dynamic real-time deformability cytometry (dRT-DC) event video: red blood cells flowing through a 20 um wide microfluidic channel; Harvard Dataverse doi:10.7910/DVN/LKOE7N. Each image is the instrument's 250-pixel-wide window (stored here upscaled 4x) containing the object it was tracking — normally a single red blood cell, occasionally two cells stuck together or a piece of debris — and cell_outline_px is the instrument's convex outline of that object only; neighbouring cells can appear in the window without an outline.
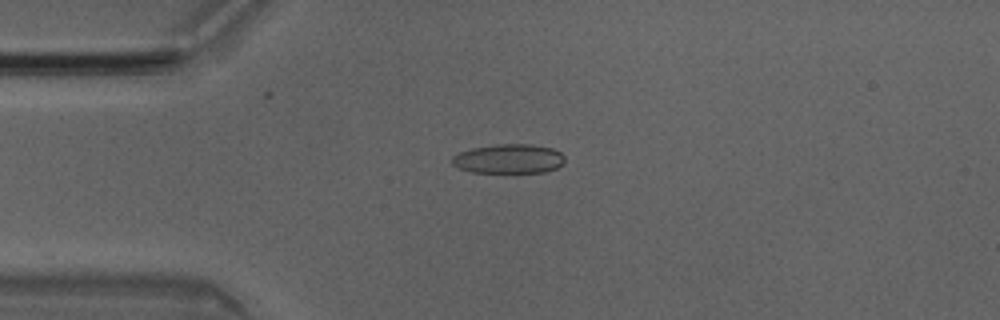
{"species": "Egyptian fruit bat (a non-hibernating species)", "species_latin": "Rousettus aegyptiacus", "temperature_condition": "room temperature", "stored_images_in_passage": 50, "camera_frame_rate_fps": 3000, "um_per_image_px": 0.085, "animal": {"sex": "male"}, "frame": {"image": 1, "passage_image": 12, "time_ms": 3.667, "image_size_px": [1000, 320], "cell_outline_px": [[564, 164], [556, 168], [544, 172], [472, 172], [460, 168], [452, 164], [452, 156], [460, 152], [472, 148], [496, 144], [528, 144], [552, 148], [560, 152], [564, 156]], "centroid_in_image_um": [43.26, 13.49], "position_along_channel_um": 41.7, "area_um2": 19.19}}
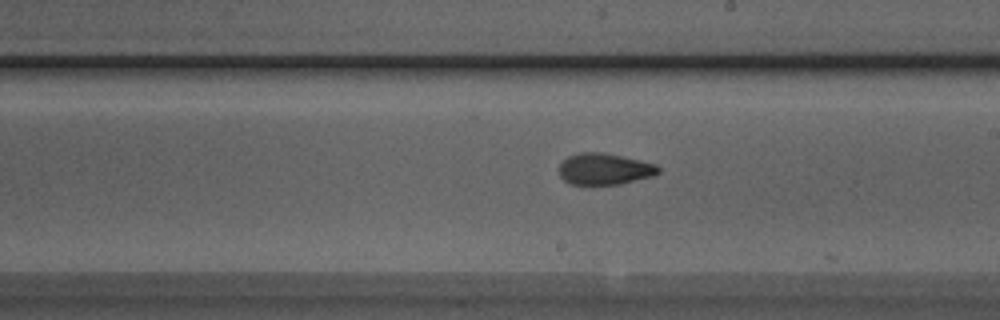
{"frame": {"image": 2, "passage_image": 28, "time_ms": 9.0, "image_size_px": [1000, 320], "cell_outline_px": [[660, 172], [652, 176], [620, 184], [572, 184], [564, 180], [560, 176], [560, 164], [568, 156], [580, 152], [604, 152], [640, 160], [656, 164], [660, 168]], "centroid_in_image_um": [51.39, 14.35], "position_along_channel_um": 237.6, "area_um2": 18.09}}
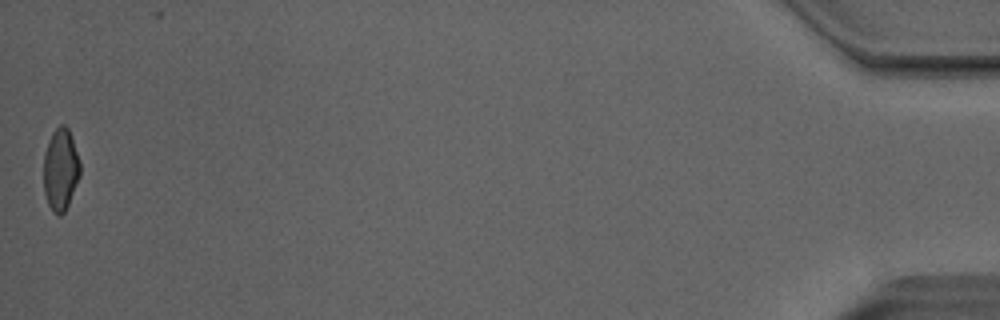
{"frame": {"image": 3, "passage_image": 50, "time_ms": 16.333, "image_size_px": [1000, 320], "cell_outline_px": [[80, 176], [68, 204], [64, 212], [60, 216], [56, 216], [52, 212], [48, 204], [44, 192], [44, 152], [48, 140], [52, 132], [60, 124], [64, 124], [68, 128], [80, 160]], "centroid_in_image_um": [5.14, 14.41], "position_along_channel_um": 430.1, "area_um2": 17.57}, "authors_computed_cell_mechanics": {"area_um2": 18.5827, "velocity_mm_per_s": 4.0547, "shape_relaxation_time_tau1_ms": null, "shape_relaxation_time_tau2_ms": 2.2787, "deformation_change_tau1": null, "deformation_change_tau2": 0.0848}}